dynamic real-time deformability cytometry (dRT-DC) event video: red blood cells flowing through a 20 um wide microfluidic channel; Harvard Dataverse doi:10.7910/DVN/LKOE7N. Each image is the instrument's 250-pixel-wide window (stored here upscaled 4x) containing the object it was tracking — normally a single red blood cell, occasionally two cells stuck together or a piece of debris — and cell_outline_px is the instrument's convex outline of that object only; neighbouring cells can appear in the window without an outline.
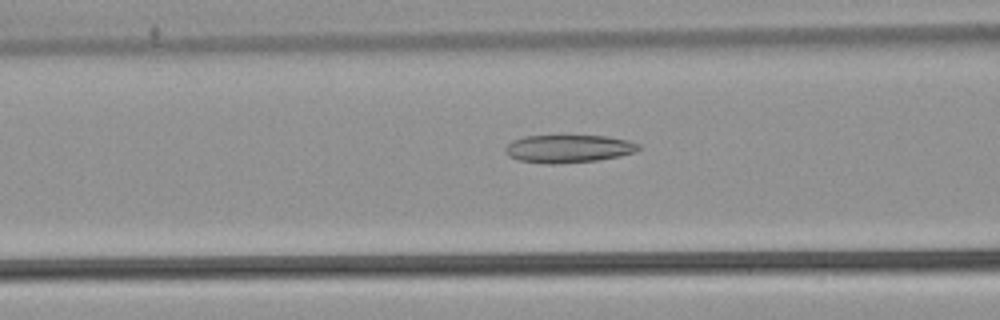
{"species": "common noctule bat (a hibernating species)", "species_latin": "Nyctalus noctula", "temperature_condition": "warm", "stored_images_in_passage": 50, "camera_frame_rate_fps": 3000, "um_per_image_px": 0.085, "animal": {"sex": "male", "body_mass_g": 21.5, "forearm_length_mm": 52.0}, "frame": {"image": 1, "passage_image": 21, "time_ms": 6.667, "image_size_px": [1000, 320], "cell_outline_px": [[640, 148], [636, 152], [620, 156], [596, 160], [556, 164], [544, 164], [520, 160], [508, 156], [504, 152], [504, 148], [512, 140], [524, 136], [608, 136], [628, 140], [640, 144]], "centroid_in_image_um": [48.31, 12.64], "position_along_channel_um": 118.3, "area_um2": 21.73}}
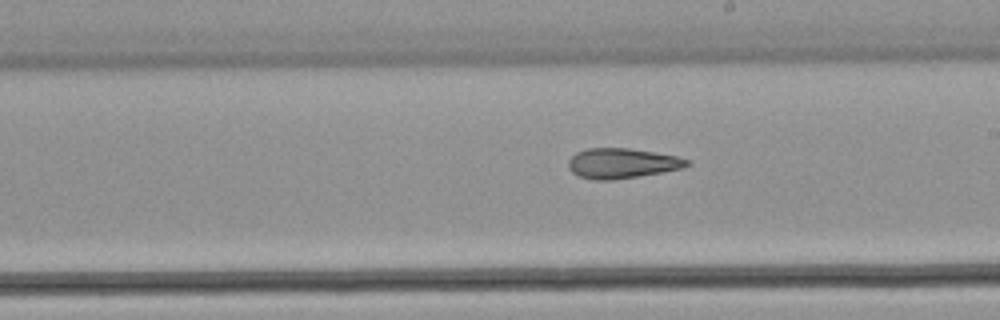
{"frame": {"image": 2, "passage_image": 30, "time_ms": 9.667, "image_size_px": [1000, 320], "cell_outline_px": [[692, 164], [680, 168], [660, 172], [612, 180], [592, 180], [580, 176], [572, 172], [568, 168], [568, 160], [576, 152], [588, 148], [628, 148], [676, 156], [688, 160]], "centroid_in_image_um": [52.81, 13.87], "position_along_channel_um": 236.2, "area_um2": 20.52}}
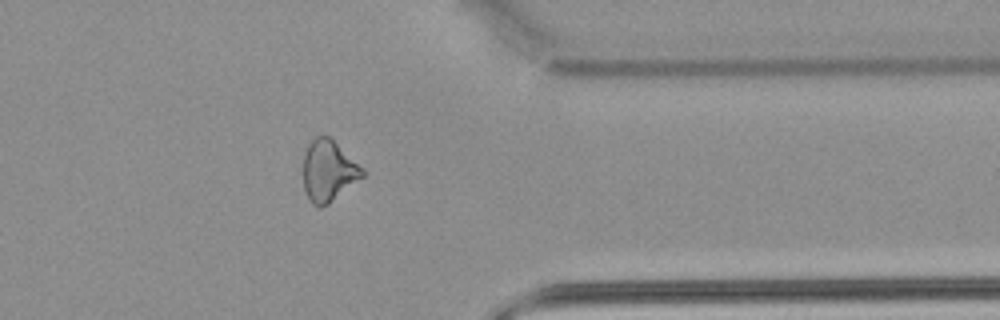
{"frame": {"image": 3, "passage_image": 42, "time_ms": 13.667, "image_size_px": [1000, 320], "cell_outline_px": [[368, 172], [364, 176], [328, 204], [320, 208], [316, 208], [312, 204], [304, 188], [304, 152], [312, 136], [328, 136], [364, 168]], "centroid_in_image_um": [27.92, 14.52], "position_along_channel_um": 383.5, "area_um2": 21.15}, "authors_computed_cell_mechanics": {"area_um2": 22.4842, "velocity_mm_per_s": 3.9305, "shape_relaxation_time_tau1_ms": null, "shape_relaxation_time_tau2_ms": 5.3258, "deformation_change_tau1": null, "deformation_change_tau2": 0.1506}}